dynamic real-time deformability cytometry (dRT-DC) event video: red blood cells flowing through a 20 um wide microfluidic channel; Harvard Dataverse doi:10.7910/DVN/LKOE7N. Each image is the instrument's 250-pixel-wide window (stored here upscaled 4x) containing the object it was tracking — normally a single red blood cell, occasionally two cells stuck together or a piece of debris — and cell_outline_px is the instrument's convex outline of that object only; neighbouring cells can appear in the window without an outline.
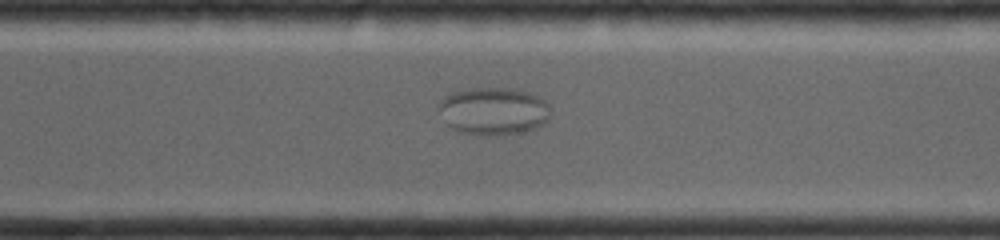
{"species": "common noctule bat (a hibernating species)", "species_latin": "Nyctalus noctula", "temperature_condition": "room temperature", "stored_images_in_passage": 24, "camera_frame_rate_fps": 4000, "um_per_image_px": 0.085, "animal": {"sex": "female", "body_mass_g": 19.0, "forearm_length_mm": 56.7}, "frame": {"image": 1, "passage_image": 24, "time_ms": 10.5, "image_size_px": [1000, 240], "cell_outline_px": [[552, 116], [544, 124], [536, 128], [524, 132], [504, 136], [484, 136], [460, 132], [452, 128], [448, 124], [436, 104], [444, 96], [452, 92], [472, 88], [508, 88], [528, 92], [544, 100], [548, 104]], "centroid_in_image_um": [41.97, 9.46], "position_along_channel_um": 328.6, "area_um2": 31.44}}